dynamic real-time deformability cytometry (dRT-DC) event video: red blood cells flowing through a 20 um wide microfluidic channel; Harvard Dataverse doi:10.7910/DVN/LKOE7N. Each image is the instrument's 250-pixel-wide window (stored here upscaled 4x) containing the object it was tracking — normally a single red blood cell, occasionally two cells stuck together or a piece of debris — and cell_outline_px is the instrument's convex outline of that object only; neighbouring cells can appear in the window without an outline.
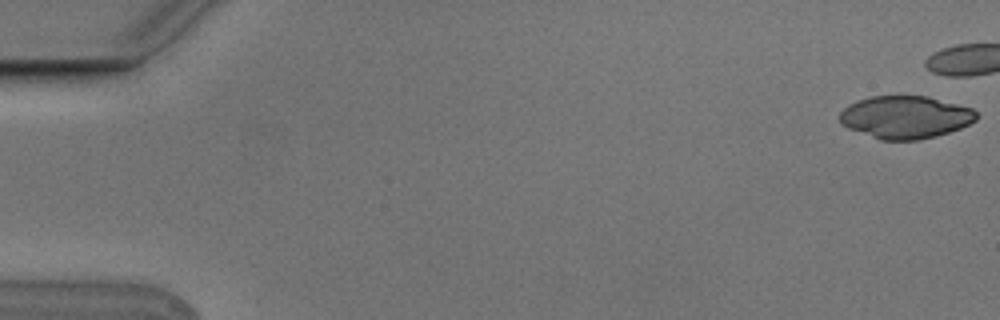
{"species": "Egyptian fruit bat (a non-hibernating species)", "species_latin": "Rousettus aegyptiacus", "temperature_condition": "cold", "stored_images_in_passage": 8, "camera_frame_rate_fps": 3000, "um_per_image_px": 0.085, "animal": {"sex": "male"}, "frame": {"image": 1, "passage_image": 1, "time_ms": 0.0, "image_size_px": [1000, 320], "cell_outline_px": [[976, 120], [960, 128], [936, 136], [916, 140], [880, 140], [848, 128], [840, 124], [840, 112], [848, 104], [856, 100], [872, 96], [900, 92], [928, 96], [972, 108], [976, 112]], "centroid_in_image_um": [76.91, 9.91], "position_along_channel_um": 8.1, "area_um2": 34.74}}